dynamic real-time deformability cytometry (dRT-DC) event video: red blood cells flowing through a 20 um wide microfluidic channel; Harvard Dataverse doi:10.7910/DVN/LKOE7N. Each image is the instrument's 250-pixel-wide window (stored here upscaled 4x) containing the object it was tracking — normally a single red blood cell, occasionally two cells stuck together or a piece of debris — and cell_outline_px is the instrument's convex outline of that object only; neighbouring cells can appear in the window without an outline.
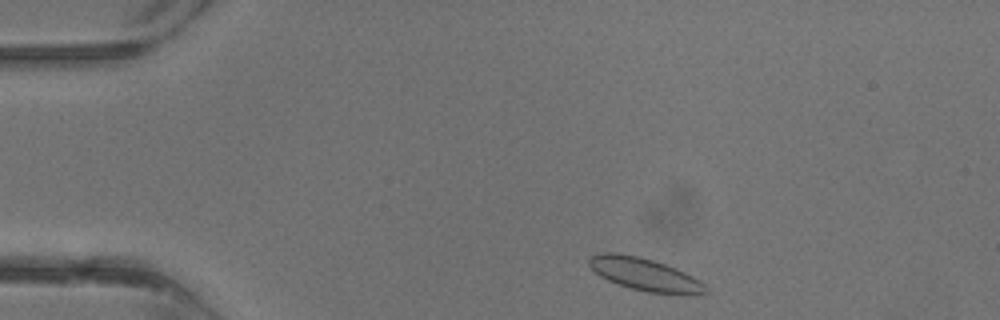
{"species": "common noctule bat (a hibernating species)", "species_latin": "Nyctalus noctula", "temperature_condition": "warm", "stored_images_in_passage": 33, "camera_frame_rate_fps": 3000, "um_per_image_px": 0.085, "animal": {"sex": "male", "body_mass_g": 13.3}, "frame": {"image": 1, "passage_image": 2, "time_ms": 0.333, "image_size_px": [1000, 320], "cell_outline_px": [[708, 292], [648, 292], [632, 288], [608, 280], [600, 276], [588, 264], [588, 260], [592, 256], [600, 252], [616, 252], [640, 256], [676, 268], [700, 280], [708, 288]], "centroid_in_image_um": [54.72, 23.26], "position_along_channel_um": 30.3, "area_um2": 21.44}}
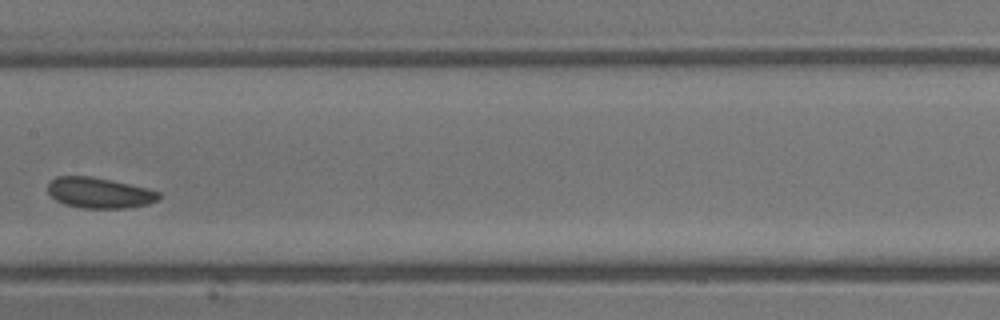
{"frame": {"image": 2, "passage_image": 15, "time_ms": 4.667, "image_size_px": [1000, 320], "cell_outline_px": [[160, 196], [156, 200], [148, 204], [128, 208], [80, 208], [64, 204], [56, 200], [48, 192], [48, 184], [56, 176], [88, 176], [112, 180], [148, 188], [160, 192]], "centroid_in_image_um": [8.44, 16.39], "position_along_channel_um": 199.0, "area_um2": 19.83}}
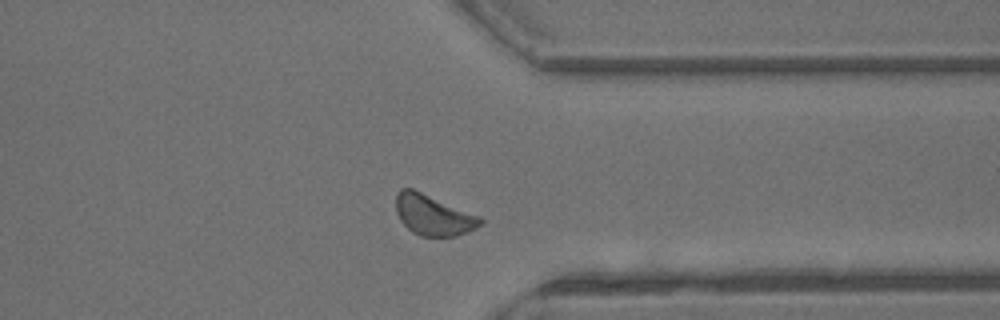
{"frame": {"image": 3, "passage_image": 25, "time_ms": 8.0, "image_size_px": [1000, 320], "cell_outline_px": [[484, 224], [468, 232], [456, 236], [420, 236], [412, 232], [400, 220], [396, 212], [396, 196], [400, 188], [412, 188], [480, 216], [484, 220]], "centroid_in_image_um": [36.84, 18.29], "position_along_channel_um": 374.6, "area_um2": 20.0}}